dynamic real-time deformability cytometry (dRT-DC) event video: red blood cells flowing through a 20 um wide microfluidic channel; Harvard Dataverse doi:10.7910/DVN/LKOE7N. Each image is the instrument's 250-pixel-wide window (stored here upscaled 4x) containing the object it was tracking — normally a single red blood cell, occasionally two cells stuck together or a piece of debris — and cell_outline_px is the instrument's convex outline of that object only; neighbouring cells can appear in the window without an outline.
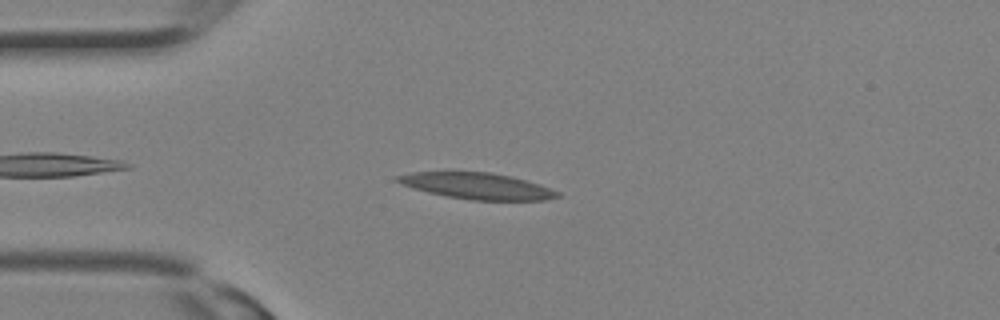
{"species": "Egyptian fruit bat (a non-hibernating species)", "species_latin": "Rousettus aegyptiacus", "temperature_condition": "room temperature", "stored_images_in_passage": 14, "camera_frame_rate_fps": 3000, "um_per_image_px": 0.085, "animal": {"sex": "female"}, "frame": {"image": 1, "passage_image": 3, "time_ms": 0.667, "image_size_px": [1000, 320], "cell_outline_px": [[560, 196], [544, 200], [472, 200], [448, 196], [428, 192], [412, 188], [396, 180], [392, 176], [412, 172], [488, 172], [512, 176], [540, 184], [560, 192]], "centroid_in_image_um": [40.56, 15.8], "position_along_channel_um": 44.4, "area_um2": 24.33}}
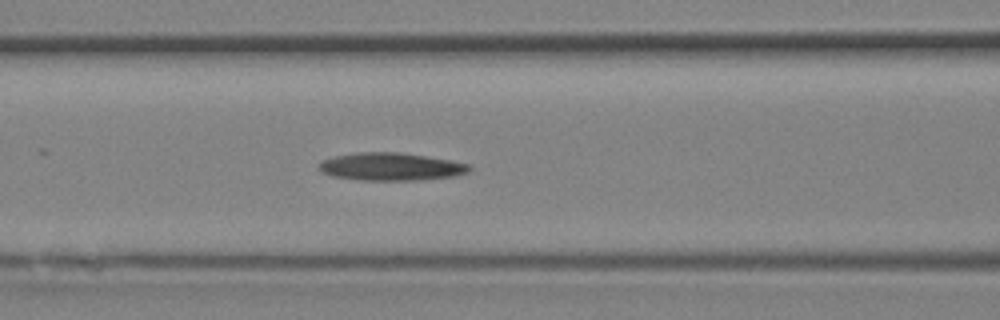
{"frame": {"image": 2, "passage_image": 8, "time_ms": 2.333, "image_size_px": [1000, 320], "cell_outline_px": [[472, 168], [468, 172], [456, 176], [420, 180], [360, 180], [332, 176], [320, 172], [320, 160], [336, 156], [356, 152], [400, 152], [452, 160], [468, 164]], "centroid_in_image_um": [33.24, 14.16], "position_along_channel_um": 133.4, "area_um2": 24.45}}
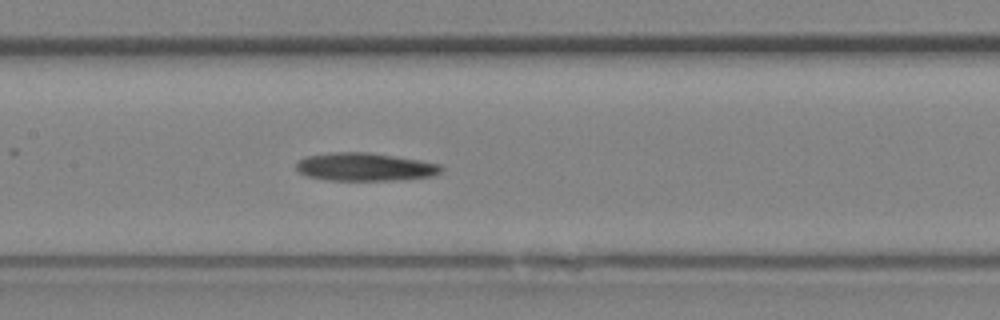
{"frame": {"image": 3, "passage_image": 10, "time_ms": 3.0, "image_size_px": [1000, 320], "cell_outline_px": [[444, 168], [440, 172], [432, 176], [400, 180], [328, 180], [308, 176], [300, 172], [296, 168], [296, 160], [304, 156], [336, 152], [368, 152], [420, 160], [440, 164]], "centroid_in_image_um": [31.01, 14.18], "position_along_channel_um": 176.4, "area_um2": 23.76}}